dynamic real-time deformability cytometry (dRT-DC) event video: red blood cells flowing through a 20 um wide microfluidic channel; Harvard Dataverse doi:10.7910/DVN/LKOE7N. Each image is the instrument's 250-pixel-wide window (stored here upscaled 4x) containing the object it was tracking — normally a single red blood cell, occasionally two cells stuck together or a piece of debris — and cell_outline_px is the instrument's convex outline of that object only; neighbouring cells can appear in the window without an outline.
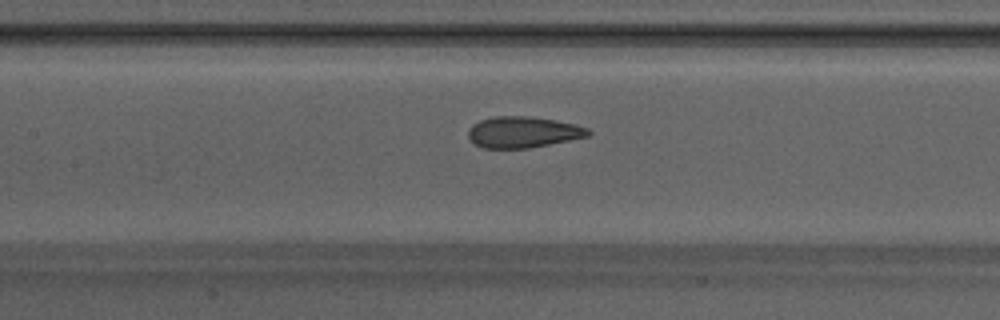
{"species": "Egyptian fruit bat (a non-hibernating species)", "species_latin": "Rousettus aegyptiacus", "temperature_condition": "warm", "stored_images_in_passage": 35, "camera_frame_rate_fps": 3000, "um_per_image_px": 0.085, "animal": {"sex": "male"}, "frame": {"image": 1, "passage_image": 9, "time_ms": 2.667, "image_size_px": [1000, 320], "cell_outline_px": [[592, 132], [588, 136], [528, 148], [484, 148], [476, 144], [468, 136], [468, 128], [472, 124], [480, 120], [496, 116], [524, 116], [552, 120], [572, 124], [588, 128]], "centroid_in_image_um": [44.41, 11.23], "position_along_channel_um": 163.0, "area_um2": 21.39}}
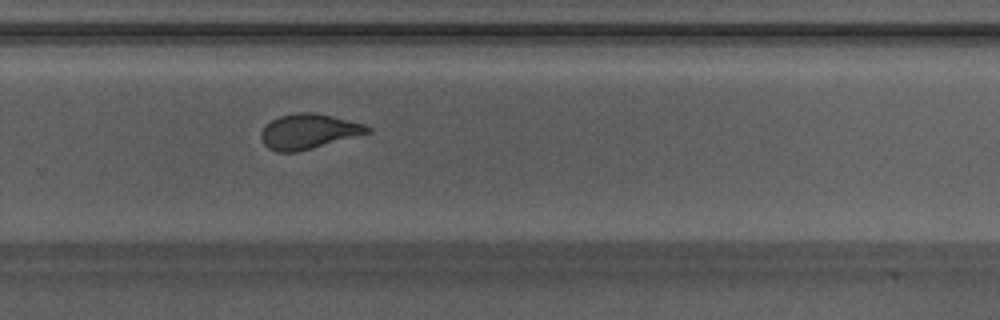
{"frame": {"image": 2, "passage_image": 19, "time_ms": 6.0, "image_size_px": [1000, 320], "cell_outline_px": [[372, 132], [312, 148], [296, 152], [276, 152], [268, 148], [264, 144], [260, 136], [260, 132], [264, 124], [280, 116], [296, 112], [316, 112], [364, 124], [372, 128]], "centroid_in_image_um": [26.2, 11.16], "position_along_channel_um": 303.6, "area_um2": 21.79}}
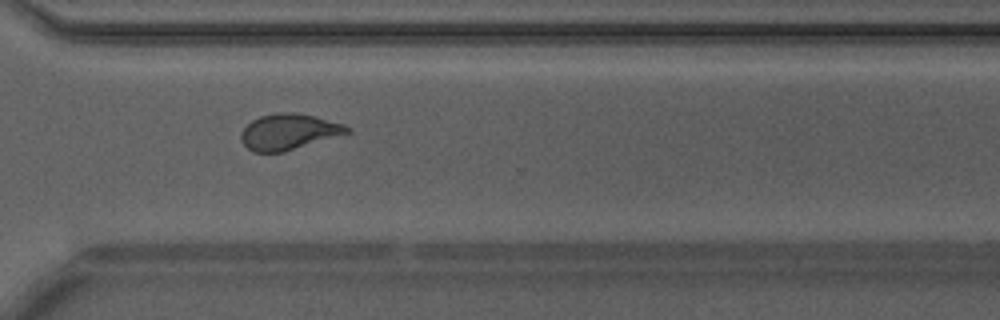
{"frame": {"image": 3, "passage_image": 22, "time_ms": 7.0, "image_size_px": [1000, 320], "cell_outline_px": [[352, 132], [284, 152], [252, 152], [240, 140], [240, 136], [244, 128], [252, 120], [260, 116], [276, 112], [292, 112], [312, 116], [344, 124]], "centroid_in_image_um": [24.52, 11.21], "position_along_channel_um": 346.1, "area_um2": 22.02}, "authors_computed_cell_mechanics": {"area_um2": 21.964, "velocity_mm_per_s": 4.2425, "shape_relaxation_time_tau1_ms": 5.7089, "shape_relaxation_time_tau2_ms": 1.2223, "deformation_change_tau1": 0.2055, "deformation_change_tau2": 0.0901}}